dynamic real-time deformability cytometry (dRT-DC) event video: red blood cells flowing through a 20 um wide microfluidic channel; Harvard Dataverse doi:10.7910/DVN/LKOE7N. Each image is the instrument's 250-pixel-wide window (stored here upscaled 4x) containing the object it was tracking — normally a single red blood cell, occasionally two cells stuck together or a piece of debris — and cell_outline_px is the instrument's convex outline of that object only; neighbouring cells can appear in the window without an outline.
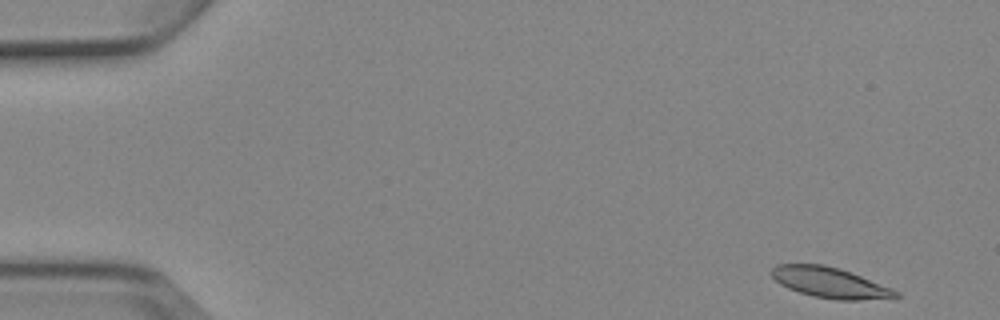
{"species": "Egyptian fruit bat (a non-hibernating species)", "species_latin": "Rousettus aegyptiacus", "temperature_condition": "cold", "stored_images_in_passage": 7, "camera_frame_rate_fps": 3000, "um_per_image_px": 0.085, "animal": {"sex": "female"}, "frame": {"image": 1, "passage_image": 1, "time_ms": 0.0, "image_size_px": [1000, 320], "cell_outline_px": [[900, 296], [896, 300], [836, 300], [812, 296], [788, 288], [780, 284], [768, 272], [776, 264], [824, 264], [840, 268], [852, 272], [892, 288], [900, 292]], "centroid_in_image_um": [70.63, 24.04], "position_along_channel_um": 14.4, "area_um2": 22.72}}
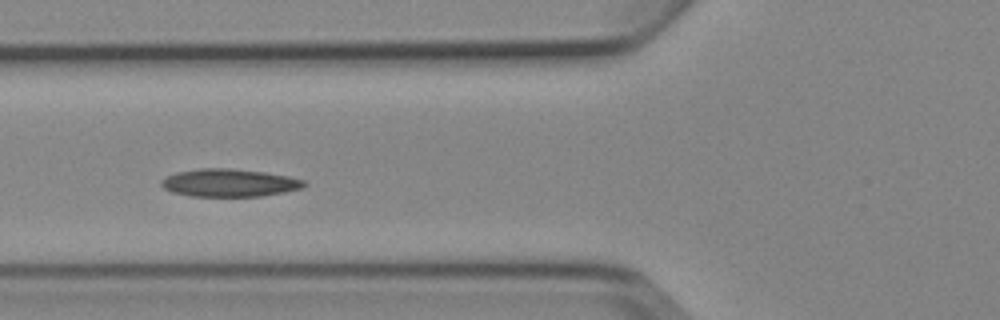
{"frame": {"image": 2, "passage_image": 6, "time_ms": 5.667, "image_size_px": [1000, 320], "cell_outline_px": [[308, 184], [300, 188], [284, 192], [260, 196], [192, 196], [172, 192], [164, 188], [160, 184], [160, 180], [176, 172], [200, 168], [232, 168], [264, 172], [288, 176], [304, 180]], "centroid_in_image_um": [19.48, 15.53], "position_along_channel_um": 106.3, "area_um2": 23.06}}
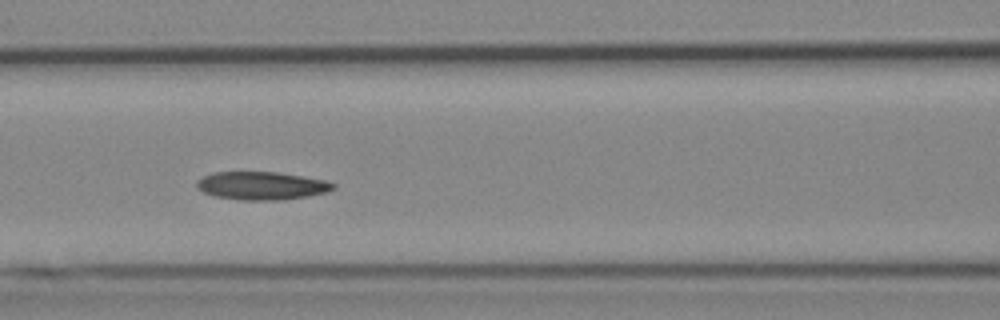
{"frame": {"image": 3, "passage_image": 7, "time_ms": 6.667, "image_size_px": [1000, 320], "cell_outline_px": [[336, 188], [328, 192], [308, 196], [284, 200], [240, 200], [216, 196], [204, 192], [196, 188], [196, 180], [212, 172], [276, 172], [328, 180], [336, 184]], "centroid_in_image_um": [22.27, 15.78], "position_along_channel_um": 144.3, "area_um2": 22.54}}